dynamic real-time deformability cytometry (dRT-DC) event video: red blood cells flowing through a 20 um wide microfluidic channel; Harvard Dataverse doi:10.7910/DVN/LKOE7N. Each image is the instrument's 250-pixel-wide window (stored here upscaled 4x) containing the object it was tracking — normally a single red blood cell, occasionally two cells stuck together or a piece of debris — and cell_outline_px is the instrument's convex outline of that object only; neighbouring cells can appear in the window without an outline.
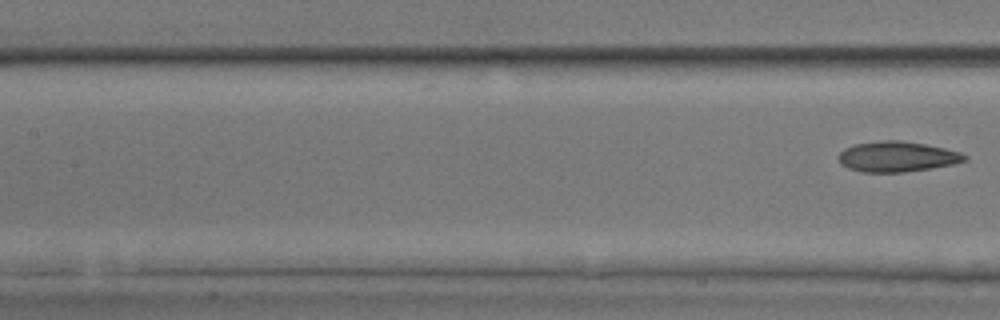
{"species": "common noctule bat (a hibernating species)", "species_latin": "Nyctalus noctula", "temperature_condition": "room temperature", "stored_images_in_passage": 7, "segment_of_instrument_passage": [2, 2], "camera_frame_rate_fps": 3000, "um_per_image_px": 0.085, "animal": {"sex": "male", "body_mass_g": 17.9, "forearm_length_mm": 54.2}, "frame": {"image": 1, "passage_image": 7, "time_ms": 8.0, "image_size_px": [1000, 320], "cell_outline_px": [[968, 160], [952, 164], [932, 168], [904, 172], [860, 172], [848, 168], [840, 164], [840, 152], [844, 148], [852, 144], [880, 140], [900, 140], [924, 144], [944, 148], [960, 152], [968, 156]], "centroid_in_image_um": [76.24, 13.31], "position_along_channel_um": 131.2, "area_um2": 22.43}}